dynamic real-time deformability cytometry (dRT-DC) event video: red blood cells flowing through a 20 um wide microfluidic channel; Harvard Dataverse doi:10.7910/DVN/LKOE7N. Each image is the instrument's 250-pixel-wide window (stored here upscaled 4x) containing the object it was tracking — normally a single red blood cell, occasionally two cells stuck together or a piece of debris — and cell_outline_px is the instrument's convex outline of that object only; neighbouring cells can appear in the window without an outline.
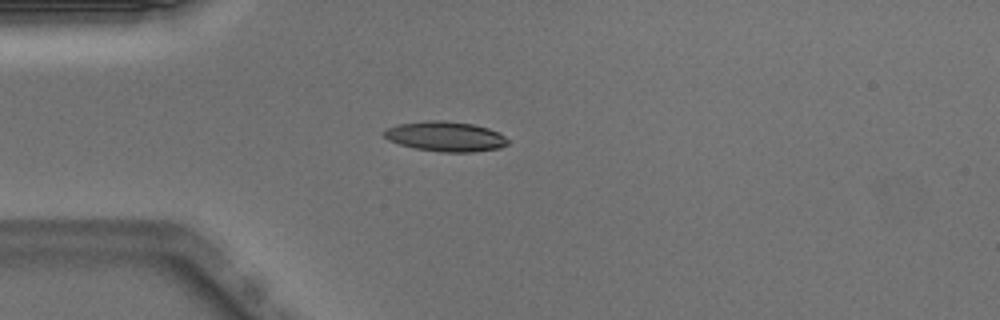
{"species": "Egyptian fruit bat (a non-hibernating species)", "species_latin": "Rousettus aegyptiacus", "temperature_condition": "warm", "stored_images_in_passage": 50, "camera_frame_rate_fps": 3000, "um_per_image_px": 0.085, "animal": {"sex": "male"}, "frame": {"image": 1, "passage_image": 13, "time_ms": 4.0, "image_size_px": [1000, 320], "cell_outline_px": [[508, 144], [500, 148], [472, 152], [440, 152], [416, 148], [400, 144], [388, 140], [380, 132], [396, 124], [424, 120], [444, 120], [472, 124], [488, 128], [504, 136], [508, 140]], "centroid_in_image_um": [37.83, 11.59], "position_along_channel_um": 47.2, "area_um2": 21.68}}
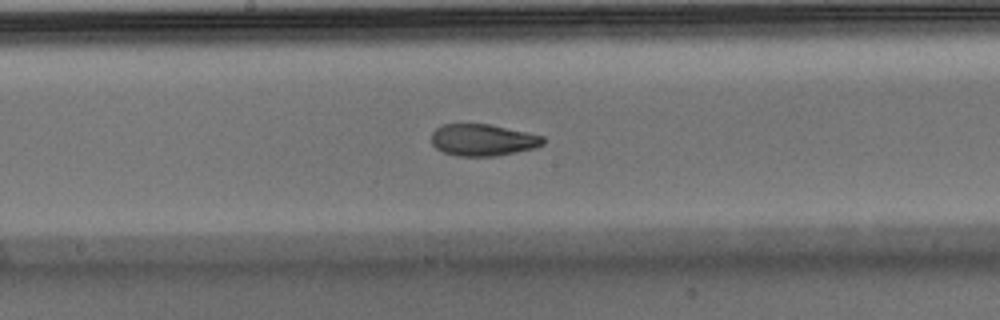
{"frame": {"image": 2, "passage_image": 26, "time_ms": 8.333, "image_size_px": [1000, 320], "cell_outline_px": [[544, 144], [532, 148], [516, 152], [496, 156], [456, 156], [444, 152], [436, 148], [432, 144], [432, 132], [440, 124], [488, 124], [528, 132], [544, 136]], "centroid_in_image_um": [41.03, 11.89], "position_along_channel_um": 207.2, "area_um2": 20.69}}
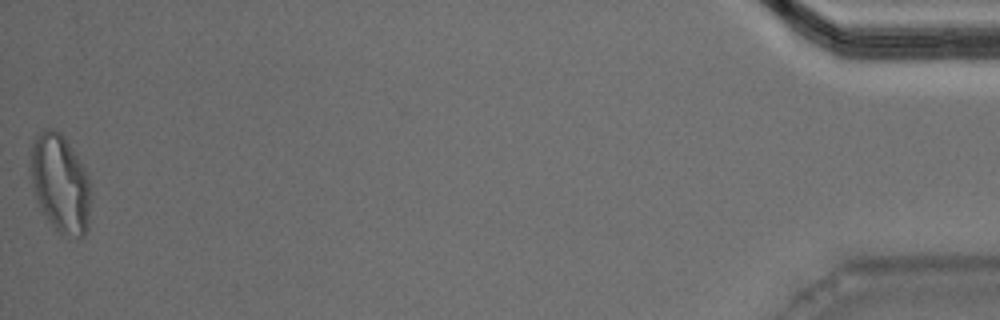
{"frame": {"image": 3, "passage_image": 50, "time_ms": 16.333, "image_size_px": [1000, 320], "cell_outline_px": [[88, 228], [84, 236], [68, 240], [40, 212], [32, 188], [28, 168], [32, 140], [44, 128], [52, 128], [60, 132], [64, 136], [84, 168], [88, 176]], "centroid_in_image_um": [5.05, 15.59], "position_along_channel_um": 430.2, "area_um2": 34.85}, "authors_computed_cell_mechanics": {"area_um2": 21.2704, "velocity_mm_per_s": 3.9992, "shape_relaxation_time_tau1_ms": 7.9373, "shape_relaxation_time_tau2_ms": 1.9535, "deformation_change_tau1": 0.239, "deformation_change_tau2": 0.0841}}